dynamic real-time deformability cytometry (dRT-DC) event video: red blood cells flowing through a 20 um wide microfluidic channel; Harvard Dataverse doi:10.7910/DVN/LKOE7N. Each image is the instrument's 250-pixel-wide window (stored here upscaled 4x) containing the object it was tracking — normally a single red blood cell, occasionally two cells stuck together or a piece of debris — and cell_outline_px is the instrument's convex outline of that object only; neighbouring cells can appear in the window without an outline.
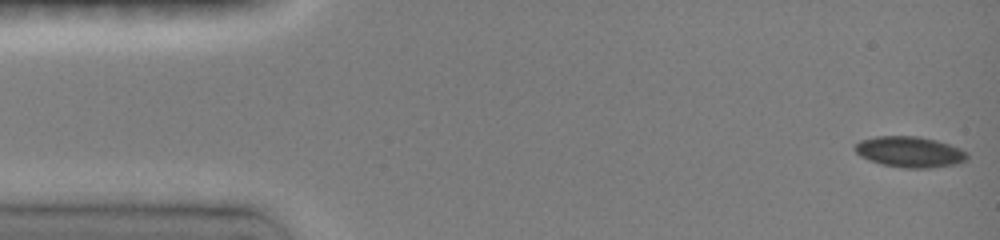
{"species": "common noctule bat (a hibernating species)", "species_latin": "Nyctalus noctula", "temperature_condition": "room temperature", "stored_images_in_passage": 48, "camera_frame_rate_fps": 3000, "um_per_image_px": 0.085, "animal": {"sex": "female", "body_mass_g": 19.0, "forearm_length_mm": 51.5}, "frame": {"image": 1, "passage_image": 1, "time_ms": 0.0, "image_size_px": [1000, 240], "cell_outline_px": [[968, 160], [956, 164], [928, 168], [900, 168], [868, 160], [860, 156], [852, 148], [860, 140], [876, 136], [920, 136], [936, 140], [960, 148], [968, 152]], "centroid_in_image_um": [77.33, 12.91], "position_along_channel_um": 7.7, "area_um2": 20.35}}
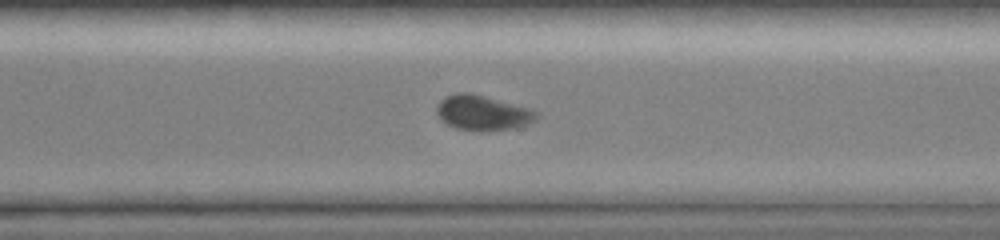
{"frame": {"image": 2, "passage_image": 34, "time_ms": 11.0, "image_size_px": [1000, 240], "cell_outline_px": [[540, 116], [536, 120], [528, 124], [512, 128], [480, 132], [456, 128], [440, 120], [436, 112], [436, 104], [444, 96], [456, 92], [468, 92], [532, 108]], "centroid_in_image_um": [41.01, 9.58], "position_along_channel_um": 329.6, "area_um2": 20.69}}
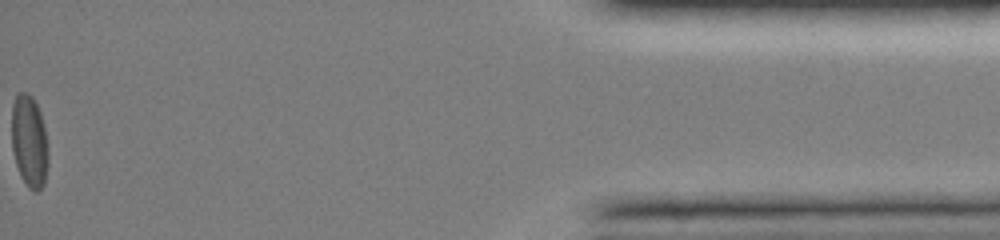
{"frame": {"image": 3, "passage_image": 48, "time_ms": 15.667, "image_size_px": [1000, 240], "cell_outline_px": [[48, 164], [44, 184], [36, 192], [28, 188], [20, 176], [16, 164], [12, 148], [12, 104], [16, 96], [20, 92], [28, 92], [32, 96], [40, 112], [44, 128], [48, 148]], "centroid_in_image_um": [2.49, 12.03], "position_along_channel_um": 432.7, "area_um2": 19.71}, "authors_computed_cell_mechanics": {"area_um2": 20.3456, "velocity_mm_per_s": 4.0069, "shape_relaxation_time_tau1_ms": 5.3243, "shape_relaxation_time_tau2_ms": 4.8846, "deformation_change_tau1": 0.1229, "deformation_change_tau2": 0.0599}}